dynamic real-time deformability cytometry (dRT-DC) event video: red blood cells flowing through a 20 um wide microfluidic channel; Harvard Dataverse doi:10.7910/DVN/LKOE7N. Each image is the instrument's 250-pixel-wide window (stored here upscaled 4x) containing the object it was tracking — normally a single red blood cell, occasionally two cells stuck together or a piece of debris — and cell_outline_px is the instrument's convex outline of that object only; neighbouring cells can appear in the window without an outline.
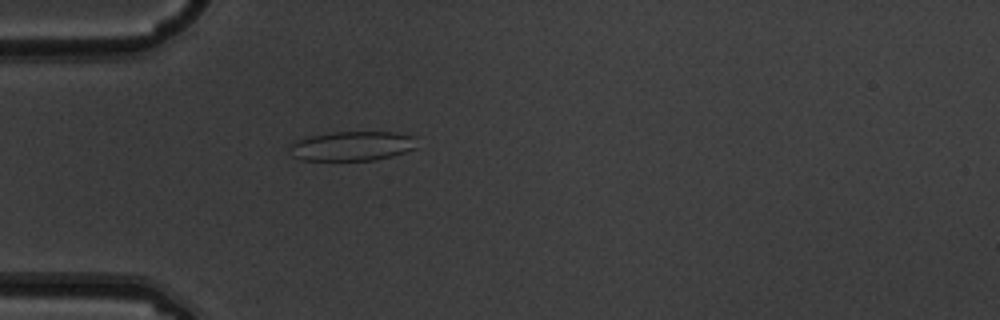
{"species": "common noctule bat (a hibernating species)", "species_latin": "Nyctalus noctula", "temperature_condition": "warm", "stored_images_in_passage": 4, "camera_frame_rate_fps": 3000, "um_per_image_px": 0.085, "animal": {"sex": "male", "body_mass_g": 19.5, "forearm_length_mm": 54.6}, "frame": {"image": 1, "passage_image": 4, "time_ms": 1.0, "image_size_px": [1000, 320], "cell_outline_px": [[416, 148], [392, 156], [372, 160], [304, 160], [292, 156], [288, 148], [288, 144], [296, 140], [308, 136], [332, 132], [396, 132], [416, 136]], "centroid_in_image_um": [29.91, 12.4], "position_along_channel_um": 55.1, "area_um2": 22.08}}